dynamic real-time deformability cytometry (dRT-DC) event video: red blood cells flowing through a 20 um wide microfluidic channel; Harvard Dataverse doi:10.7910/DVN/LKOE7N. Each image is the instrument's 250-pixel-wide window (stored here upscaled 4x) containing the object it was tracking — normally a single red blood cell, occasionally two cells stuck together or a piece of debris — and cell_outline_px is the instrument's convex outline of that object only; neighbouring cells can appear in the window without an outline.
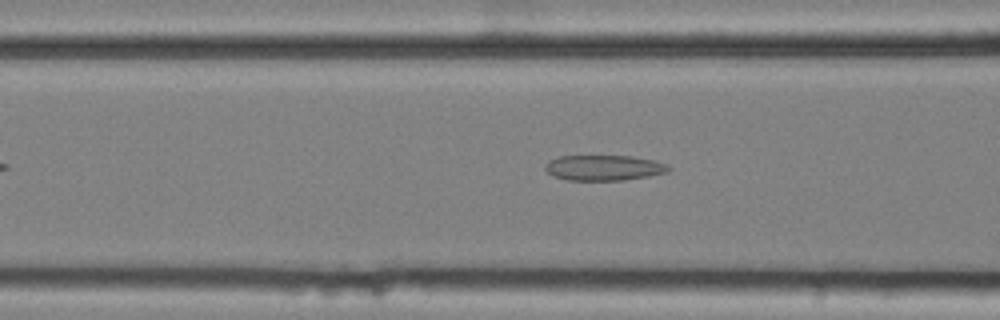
{"species": "common noctule bat (a hibernating species)", "species_latin": "Nyctalus noctula", "temperature_condition": "cold", "stored_images_in_passage": 47, "camera_frame_rate_fps": 3000, "um_per_image_px": 0.085, "animal": {"sex": "female", "body_mass_g": 25.1}, "frame": {"image": 1, "passage_image": 14, "time_ms": 4.333, "image_size_px": [1000, 320], "cell_outline_px": [[672, 168], [668, 172], [648, 176], [624, 180], [568, 180], [552, 176], [544, 168], [544, 164], [548, 160], [560, 156], [632, 156], [652, 160], [668, 164]], "centroid_in_image_um": [51.32, 14.26], "position_along_channel_um": 115.3, "area_um2": 18.38}}
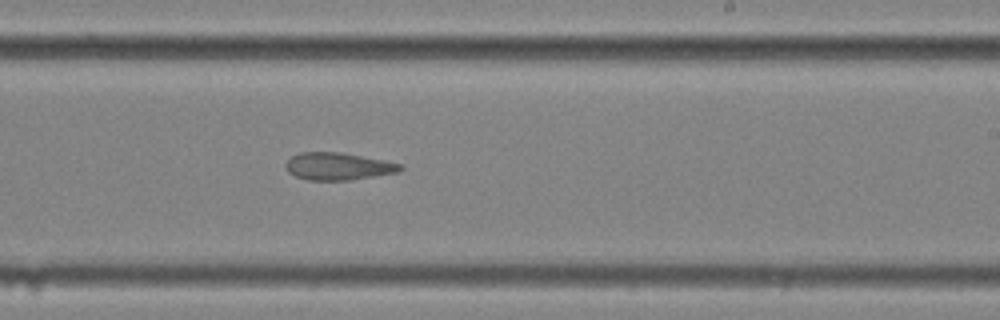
{"frame": {"image": 2, "passage_image": 26, "time_ms": 8.333, "image_size_px": [1000, 320], "cell_outline_px": [[404, 168], [400, 172], [348, 180], [308, 180], [296, 176], [288, 172], [284, 164], [292, 156], [300, 152], [340, 152], [384, 160], [404, 164]], "centroid_in_image_um": [28.76, 14.13], "position_along_channel_um": 260.2, "area_um2": 18.32}}
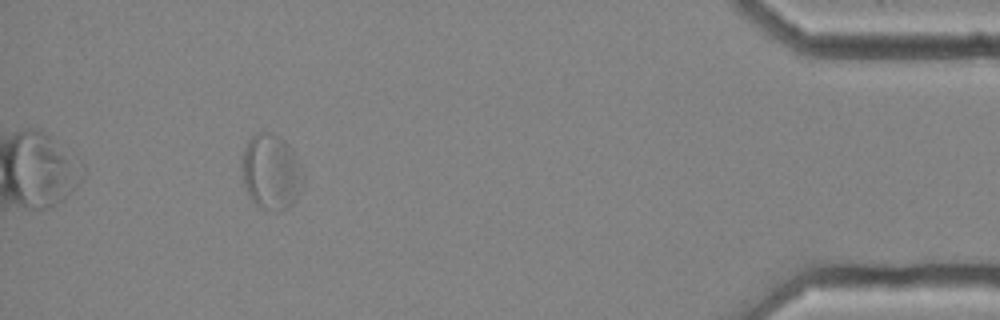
{"frame": {"image": 3, "passage_image": 43, "time_ms": 14.0, "image_size_px": [1000, 320], "cell_outline_px": [[304, 184], [292, 204], [288, 208], [280, 212], [264, 208], [256, 204], [248, 196], [244, 184], [240, 168], [240, 164], [244, 148], [248, 140], [252, 136], [264, 128], [284, 140], [292, 148], [304, 172]], "centroid_in_image_um": [23.04, 14.58], "position_along_channel_um": 412.2, "area_um2": 27.57}, "authors_computed_cell_mechanics": {"area_um2": 19.8254, "velocity_mm_per_s": 3.627, "shape_relaxation_time_tau1_ms": 4.9281, "shape_relaxation_time_tau2_ms": 2.2733, "deformation_change_tau1": 0.0766, "deformation_change_tau2": 0.1019}}